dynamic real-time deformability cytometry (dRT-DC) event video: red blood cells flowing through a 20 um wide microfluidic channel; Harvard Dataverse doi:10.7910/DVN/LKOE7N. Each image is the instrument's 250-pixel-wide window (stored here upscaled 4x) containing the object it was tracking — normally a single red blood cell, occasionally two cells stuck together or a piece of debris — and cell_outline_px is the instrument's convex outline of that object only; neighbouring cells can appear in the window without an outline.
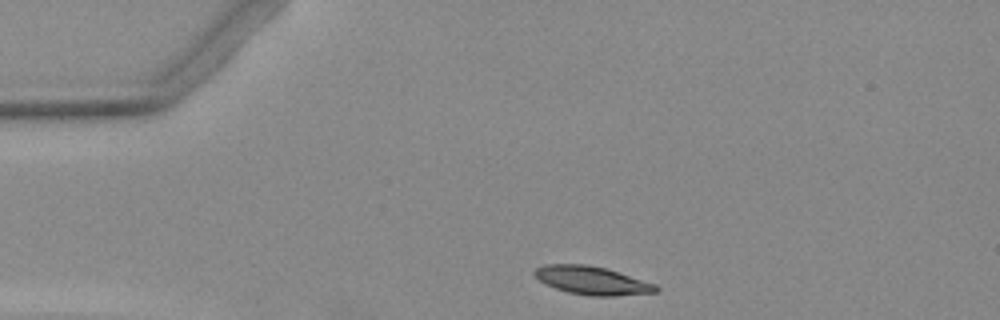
{"species": "Egyptian fruit bat (a non-hibernating species)", "species_latin": "Rousettus aegyptiacus", "temperature_condition": "warm", "stored_images_in_passage": 32, "camera_frame_rate_fps": 3000, "um_per_image_px": 0.085, "animal": {"sex": "female"}, "frame": {"image": 1, "passage_image": 1, "time_ms": 0.0, "image_size_px": [1000, 320], "cell_outline_px": [[660, 288], [656, 292], [612, 296], [592, 296], [568, 292], [556, 288], [540, 280], [532, 272], [536, 268], [544, 264], [588, 264], [604, 268], [656, 284]], "centroid_in_image_um": [50.32, 23.83], "position_along_channel_um": 34.7, "area_um2": 19.71}}
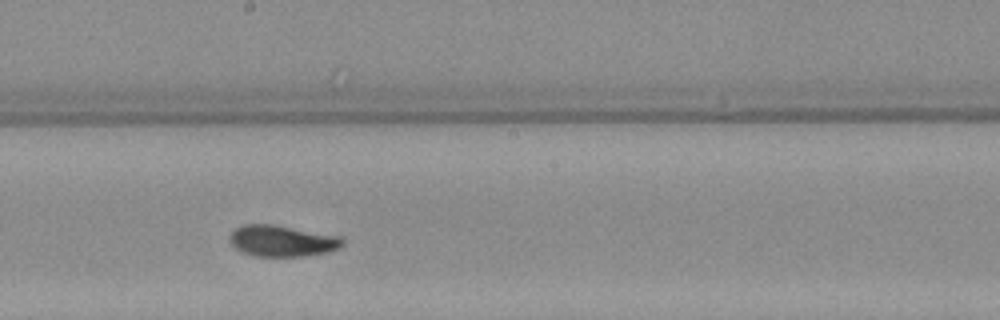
{"frame": {"image": 2, "passage_image": 19, "time_ms": 6.0, "image_size_px": [1000, 320], "cell_outline_px": [[344, 244], [340, 248], [328, 252], [304, 256], [256, 256], [244, 252], [236, 248], [232, 244], [228, 236], [236, 228], [244, 224], [272, 224], [340, 236], [344, 240]], "centroid_in_image_um": [24.0, 20.47], "position_along_channel_um": 224.2, "area_um2": 20.46}}
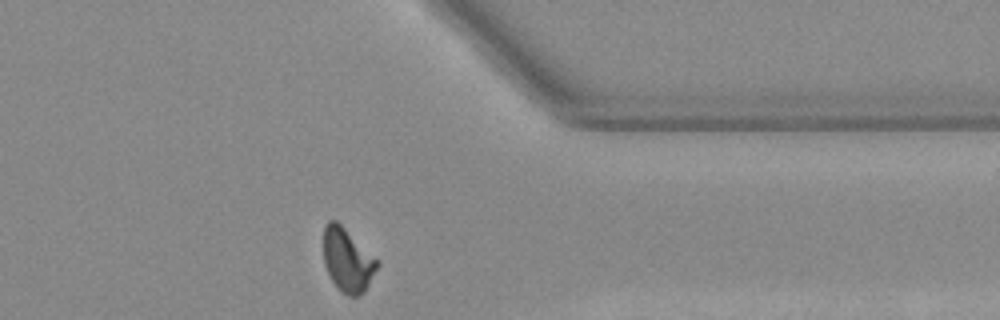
{"frame": {"image": 3, "passage_image": 32, "time_ms": 10.333, "image_size_px": [1000, 320], "cell_outline_px": [[380, 264], [364, 292], [356, 296], [348, 296], [340, 292], [332, 280], [324, 264], [324, 224], [328, 220], [336, 220]], "centroid_in_image_um": [29.51, 22.13], "position_along_channel_um": 381.9, "area_um2": 19.42}}